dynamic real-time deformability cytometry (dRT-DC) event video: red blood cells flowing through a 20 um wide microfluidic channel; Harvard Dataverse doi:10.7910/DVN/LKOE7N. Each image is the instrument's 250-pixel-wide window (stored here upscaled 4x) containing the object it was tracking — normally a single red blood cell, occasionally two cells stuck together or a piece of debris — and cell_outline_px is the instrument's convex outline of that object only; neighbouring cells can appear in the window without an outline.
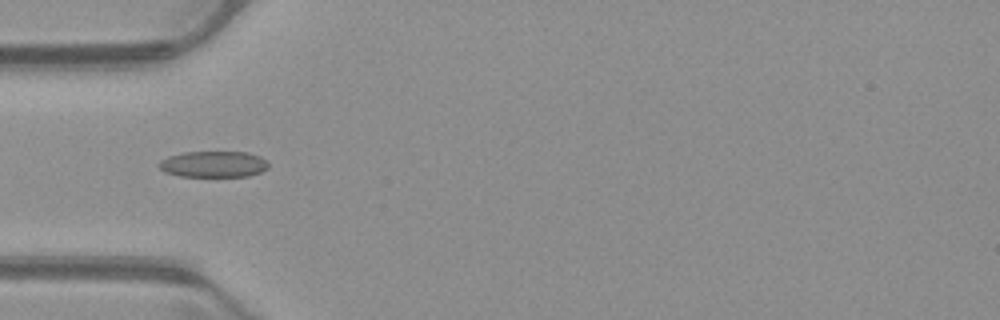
{"species": "common noctule bat (a hibernating species)", "species_latin": "Nyctalus noctula", "temperature_condition": "warm", "stored_images_in_passage": 51, "camera_frame_rate_fps": 3000, "um_per_image_px": 0.085, "animal": {"sex": "male", "body_mass_g": 23.1, "forearm_length_mm": 52.7}, "frame": {"image": 1, "passage_image": 16, "time_ms": 5.0, "image_size_px": [1000, 320], "cell_outline_px": [[268, 168], [260, 172], [248, 176], [180, 176], [164, 172], [156, 164], [160, 160], [168, 156], [184, 152], [248, 152], [260, 156], [268, 160]], "centroid_in_image_um": [18.14, 13.95], "position_along_channel_um": 66.9, "area_um2": 16.82}}
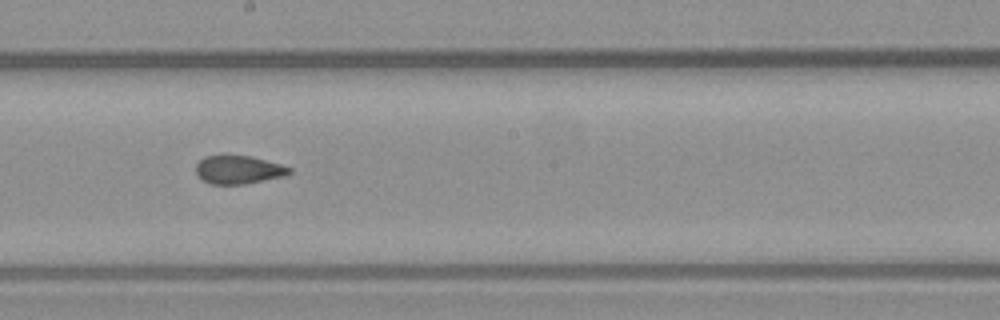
{"frame": {"image": 2, "passage_image": 28, "time_ms": 9.0, "image_size_px": [1000, 320], "cell_outline_px": [[292, 172], [288, 176], [244, 184], [208, 184], [196, 172], [196, 164], [204, 156], [252, 156], [280, 164], [292, 168]], "centroid_in_image_um": [20.32, 14.44], "position_along_channel_um": 227.9, "area_um2": 15.43}}
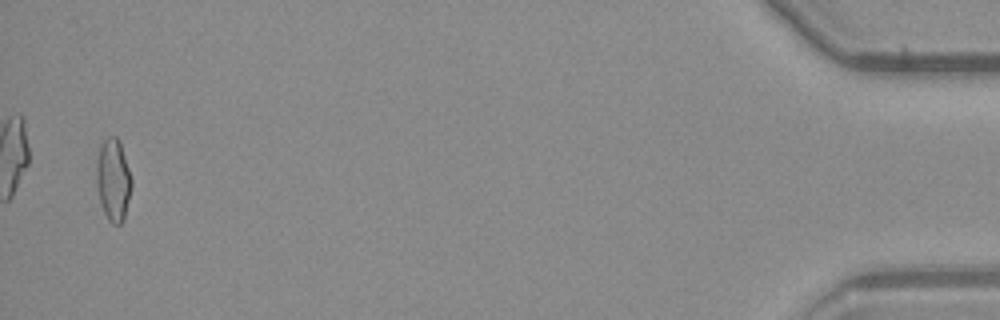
{"frame": {"image": 3, "passage_image": 50, "time_ms": 16.333, "image_size_px": [1000, 320], "cell_outline_px": [[132, 184], [124, 220], [120, 224], [112, 224], [108, 220], [100, 204], [96, 184], [96, 160], [100, 144], [104, 136], [116, 136], [120, 140], [132, 180]], "centroid_in_image_um": [9.6, 15.25], "position_along_channel_um": 425.6, "area_um2": 17.22}, "authors_computed_cell_mechanics": {"area_um2": 16.5308, "velocity_mm_per_s": 3.9982, "shape_relaxation_time_tau1_ms": null, "shape_relaxation_time_tau2_ms": 1.138, "deformation_change_tau1": null, "deformation_change_tau2": 0.0661}}